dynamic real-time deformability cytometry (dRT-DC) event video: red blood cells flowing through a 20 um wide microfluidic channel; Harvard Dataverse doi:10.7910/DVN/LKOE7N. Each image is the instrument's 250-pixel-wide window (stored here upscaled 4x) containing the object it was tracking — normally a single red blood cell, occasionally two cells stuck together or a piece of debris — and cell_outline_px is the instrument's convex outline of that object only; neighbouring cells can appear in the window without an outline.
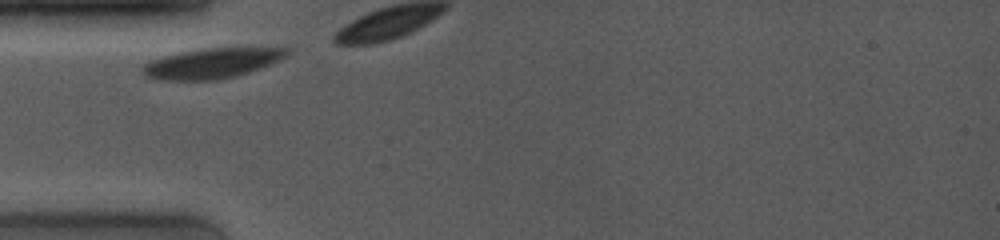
{"species": "common noctule bat (a hibernating species)", "species_latin": "Nyctalus noctula", "temperature_condition": "room temperature", "stored_images_in_passage": 5, "camera_frame_rate_fps": 4000, "um_per_image_px": 0.085, "animal": {"sex": "female", "body_mass_g": 19.0, "forearm_length_mm": 53.3}, "frame": {"image": 1, "passage_image": 1, "time_ms": 0.0, "image_size_px": [1000, 240], "cell_outline_px": [[288, 52], [280, 60], [260, 68], [236, 76], [216, 80], [164, 80], [148, 76], [140, 72], [140, 68], [144, 64], [152, 60], [164, 56], [180, 52], [200, 48], [288, 48]], "centroid_in_image_um": [17.96, 5.38], "position_along_channel_um": 67.0, "area_um2": 25.09}}